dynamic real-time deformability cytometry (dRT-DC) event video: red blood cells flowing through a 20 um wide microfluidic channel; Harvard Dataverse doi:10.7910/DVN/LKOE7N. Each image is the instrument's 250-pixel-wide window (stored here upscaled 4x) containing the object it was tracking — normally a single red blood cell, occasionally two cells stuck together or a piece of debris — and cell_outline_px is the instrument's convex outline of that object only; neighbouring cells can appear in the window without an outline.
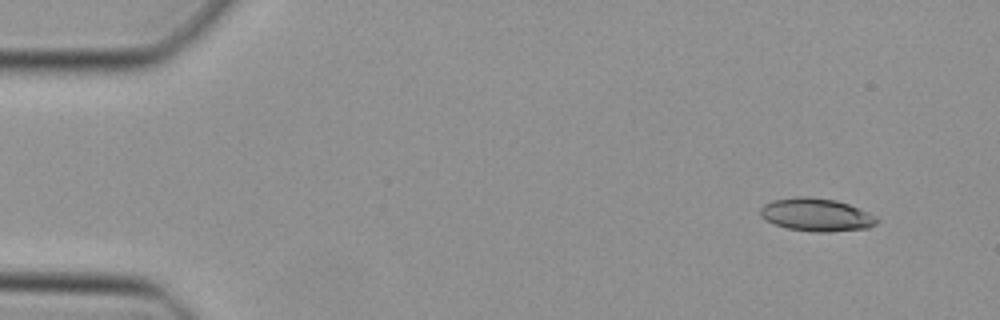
{"species": "Egyptian fruit bat (a non-hibernating species)", "species_latin": "Rousettus aegyptiacus", "temperature_condition": "cold", "stored_images_in_passage": 44, "camera_frame_rate_fps": 3000, "um_per_image_px": 0.085, "animal": {"sex": "female"}, "frame": {"image": 1, "passage_image": 1, "time_ms": 0.0, "image_size_px": [1000, 320], "cell_outline_px": [[880, 220], [876, 224], [868, 228], [828, 232], [812, 232], [788, 228], [776, 224], [760, 216], [760, 208], [764, 204], [772, 200], [796, 196], [808, 196], [836, 200], [848, 204], [876, 216]], "centroid_in_image_um": [69.39, 18.25], "position_along_channel_um": 15.6, "area_um2": 22.37}}
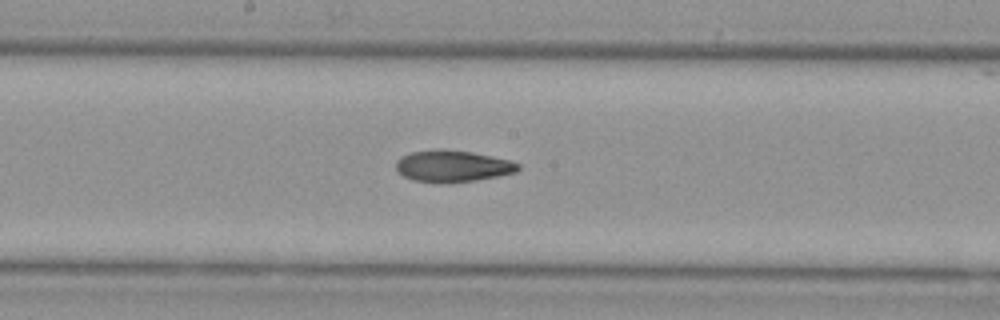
{"frame": {"image": 2, "passage_image": 22, "time_ms": 7.0, "image_size_px": [1000, 320], "cell_outline_px": [[520, 168], [516, 172], [476, 180], [448, 184], [444, 184], [412, 180], [396, 172], [396, 160], [400, 156], [412, 152], [436, 148], [444, 148], [472, 152], [508, 160], [520, 164]], "centroid_in_image_um": [38.41, 14.12], "position_along_channel_um": 209.8, "area_um2": 22.89}}
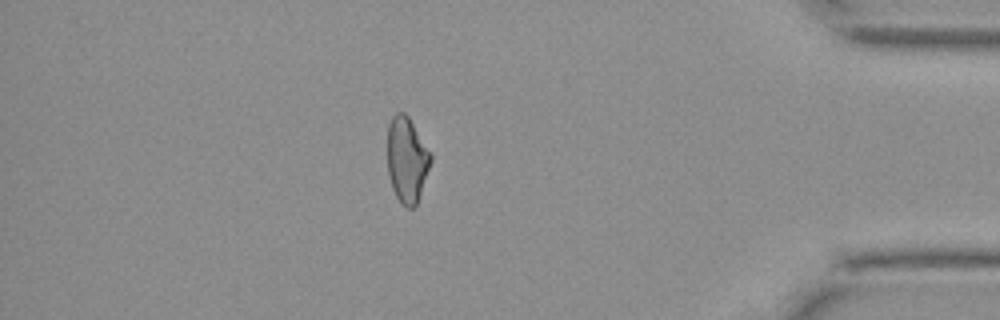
{"frame": {"image": 3, "passage_image": 38, "time_ms": 12.333, "image_size_px": [1000, 320], "cell_outline_px": [[432, 160], [416, 204], [412, 208], [408, 208], [396, 196], [392, 188], [388, 172], [388, 124], [392, 116], [396, 112], [404, 112], [408, 116], [432, 156]], "centroid_in_image_um": [34.57, 13.55], "position_along_channel_um": 400.6, "area_um2": 21.15}}